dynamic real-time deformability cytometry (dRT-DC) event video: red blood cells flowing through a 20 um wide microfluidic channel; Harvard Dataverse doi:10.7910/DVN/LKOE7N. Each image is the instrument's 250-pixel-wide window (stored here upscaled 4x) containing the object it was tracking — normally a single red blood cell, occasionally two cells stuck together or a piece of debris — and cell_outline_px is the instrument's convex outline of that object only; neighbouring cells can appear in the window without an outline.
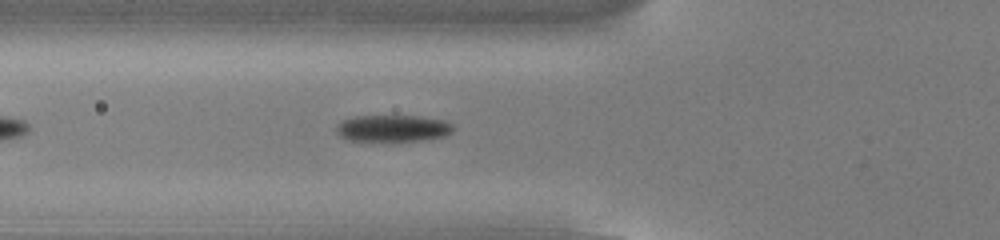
{"species": "common noctule bat (a hibernating species)", "species_latin": "Nyctalus noctula", "temperature_condition": "cold", "stored_images_in_passage": 41, "camera_frame_rate_fps": 3000, "um_per_image_px": 0.085, "animal": {"sex": "male", "body_mass_g": 13.0, "forearm_length_mm": 53.1}, "frame": {"image": 1, "passage_image": 7, "time_ms": 2.0, "image_size_px": [1000, 240], "cell_outline_px": [[452, 132], [444, 136], [420, 140], [348, 140], [340, 136], [336, 132], [336, 124], [344, 120], [356, 116], [420, 116], [444, 120], [452, 124]], "centroid_in_image_um": [33.37, 10.89], "position_along_channel_um": 92.4, "area_um2": 17.92}}
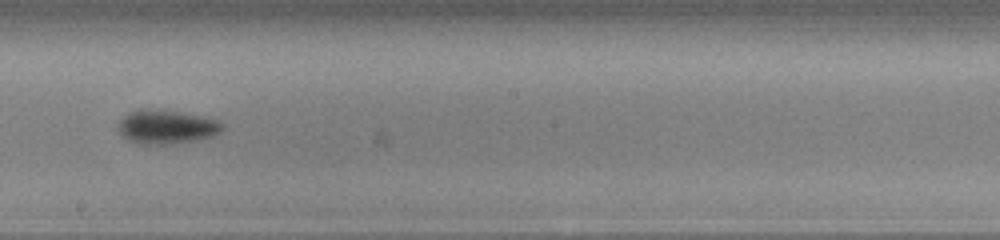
{"frame": {"image": 2, "passage_image": 18, "time_ms": 5.667, "image_size_px": [1000, 240], "cell_outline_px": [[224, 128], [220, 132], [212, 136], [200, 140], [172, 144], [140, 144], [124, 136], [120, 132], [120, 120], [124, 116], [140, 108], [144, 108], [180, 112], [208, 116], [224, 124]], "centroid_in_image_um": [14.24, 10.78], "position_along_channel_um": 234.0, "area_um2": 20.52}}
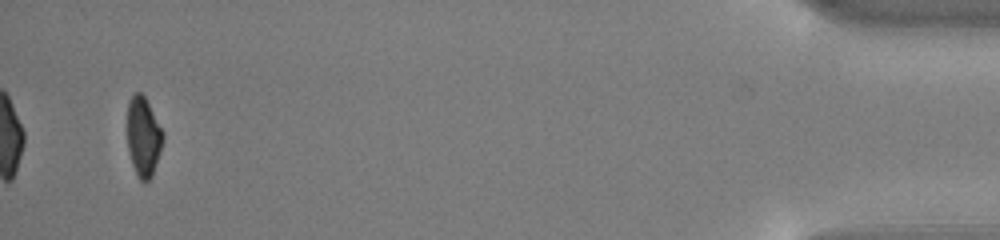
{"frame": {"image": 3, "passage_image": 39, "time_ms": 12.667, "image_size_px": [1000, 240], "cell_outline_px": [[164, 140], [152, 176], [148, 180], [140, 180], [132, 164], [128, 152], [128, 100], [136, 92], [140, 92], [144, 96], [164, 132]], "centroid_in_image_um": [12.2, 11.61], "position_along_channel_um": 423.0, "area_um2": 16.36}, "authors_computed_cell_mechanics": {"area_um2": 18.1492, "velocity_mm_per_s": 3.8529, "shape_relaxation_time_tau1_ms": 1.45, "shape_relaxation_time_tau2_ms": null, "deformation_change_tau1": 0.1141, "deformation_change_tau2": null}}